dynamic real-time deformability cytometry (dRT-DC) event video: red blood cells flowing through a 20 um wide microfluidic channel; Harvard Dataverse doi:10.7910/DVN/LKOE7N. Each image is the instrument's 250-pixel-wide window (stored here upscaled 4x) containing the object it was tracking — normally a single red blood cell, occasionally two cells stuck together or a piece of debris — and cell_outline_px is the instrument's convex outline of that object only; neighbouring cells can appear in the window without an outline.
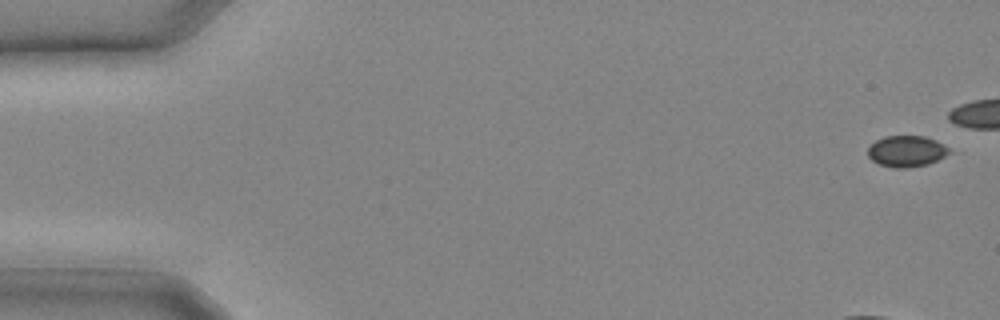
{"species": "common noctule bat (a hibernating species)", "species_latin": "Nyctalus noctula", "temperature_condition": "cold", "stored_images_in_passage": 7, "camera_frame_rate_fps": 3000, "um_per_image_px": 0.085, "animal": {"sex": "male", "body_mass_g": 20.4}, "frame": {"image": 1, "passage_image": 1, "time_ms": 0.0, "image_size_px": [1000, 320], "cell_outline_px": [[948, 152], [944, 156], [928, 164], [904, 168], [896, 168], [880, 164], [872, 160], [868, 156], [868, 148], [876, 140], [884, 136], [924, 136], [936, 140], [944, 144], [948, 148]], "centroid_in_image_um": [77.03, 12.84], "position_along_channel_um": 8.0, "area_um2": 14.57}}